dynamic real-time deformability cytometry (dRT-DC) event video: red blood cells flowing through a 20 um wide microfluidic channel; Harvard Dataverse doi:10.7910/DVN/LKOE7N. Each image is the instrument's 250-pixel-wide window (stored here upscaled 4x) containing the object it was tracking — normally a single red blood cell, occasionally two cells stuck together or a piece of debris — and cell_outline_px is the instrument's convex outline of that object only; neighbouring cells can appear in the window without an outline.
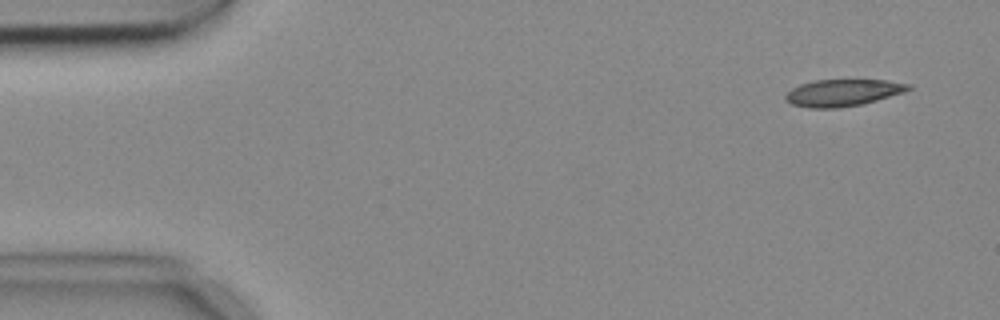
{"species": "common noctule bat (a hibernating species)", "species_latin": "Nyctalus noctula", "temperature_condition": "cold", "stored_images_in_passage": 5, "camera_frame_rate_fps": 3000, "um_per_image_px": 0.085, "animal": {"sex": "female", "body_mass_g": 18.4}, "frame": {"image": 1, "passage_image": 1, "time_ms": 0.0, "image_size_px": [1000, 320], "cell_outline_px": [[912, 88], [904, 92], [864, 104], [836, 108], [808, 108], [792, 104], [784, 100], [784, 96], [792, 88], [800, 84], [812, 80], [888, 80], [912, 84]], "centroid_in_image_um": [71.64, 7.88], "position_along_channel_um": 13.4, "area_um2": 19.42}}
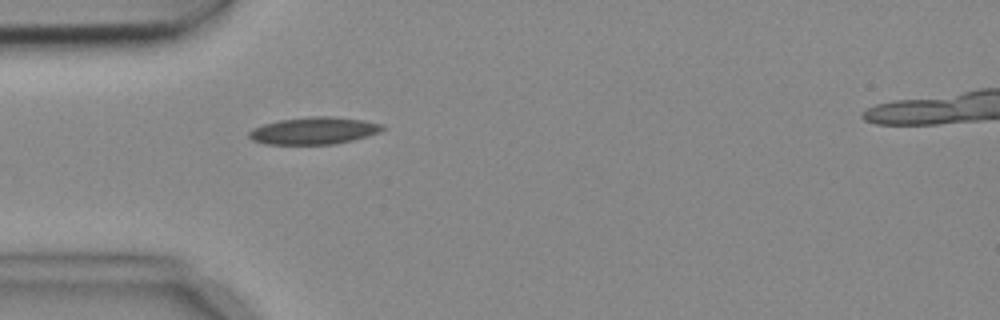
{"frame": {"image": 2, "passage_image": 4, "time_ms": 1.0, "image_size_px": [1000, 320], "cell_outline_px": [[384, 128], [380, 132], [352, 140], [336, 144], [268, 144], [252, 140], [248, 136], [248, 132], [252, 128], [264, 124], [280, 120], [312, 116], [332, 116], [364, 120], [384, 124]], "centroid_in_image_um": [26.69, 11.1], "position_along_channel_um": 58.3, "area_um2": 21.1}}